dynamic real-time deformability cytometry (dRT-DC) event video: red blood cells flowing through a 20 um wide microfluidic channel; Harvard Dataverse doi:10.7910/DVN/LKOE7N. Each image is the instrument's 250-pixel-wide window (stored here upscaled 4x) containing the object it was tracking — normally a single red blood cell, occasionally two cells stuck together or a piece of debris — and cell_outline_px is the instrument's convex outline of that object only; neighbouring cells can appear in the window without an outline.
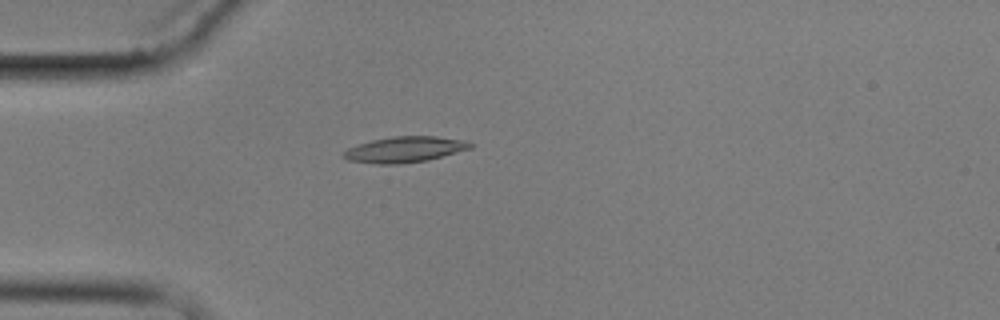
{"species": "common noctule bat (a hibernating species)", "species_latin": "Nyctalus noctula", "temperature_condition": "cold", "stored_images_in_passage": 3, "camera_frame_rate_fps": 3000, "um_per_image_px": 0.085, "animal": {"sex": "male", "body_mass_g": 17.9}, "frame": {"image": 1, "passage_image": 3, "time_ms": 3.0, "image_size_px": [1000, 320], "cell_outline_px": [[476, 144], [472, 148], [428, 160], [400, 164], [376, 164], [348, 160], [340, 156], [348, 148], [372, 140], [392, 136], [436, 136], [464, 140]], "centroid_in_image_um": [34.42, 12.71], "position_along_channel_um": 50.6, "area_um2": 19.13}}